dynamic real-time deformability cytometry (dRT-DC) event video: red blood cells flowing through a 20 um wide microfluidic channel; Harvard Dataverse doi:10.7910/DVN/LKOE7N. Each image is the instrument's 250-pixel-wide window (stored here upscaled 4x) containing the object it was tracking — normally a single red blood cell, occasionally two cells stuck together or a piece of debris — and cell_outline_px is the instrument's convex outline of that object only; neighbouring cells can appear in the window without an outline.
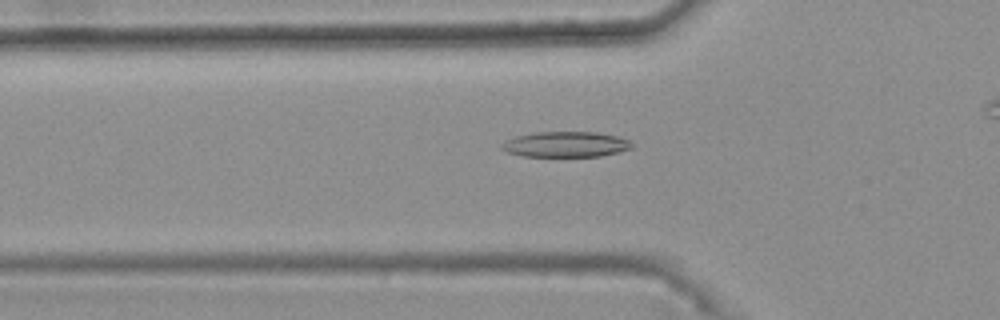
{"species": "common noctule bat (a hibernating species)", "species_latin": "Nyctalus noctula", "temperature_condition": "warm", "stored_images_in_passage": 49, "camera_frame_rate_fps": 3000, "um_per_image_px": 0.085, "animal": {"sex": "female", "body_mass_g": 25.1}, "frame": {"image": 1, "passage_image": 18, "time_ms": 5.667, "image_size_px": [1000, 320], "cell_outline_px": [[632, 148], [600, 156], [520, 156], [504, 152], [500, 148], [500, 144], [504, 140], [516, 136], [536, 132], [596, 132], [616, 136], [628, 140], [632, 144]], "centroid_in_image_um": [47.99, 12.27], "position_along_channel_um": 77.8, "area_um2": 19.36}}
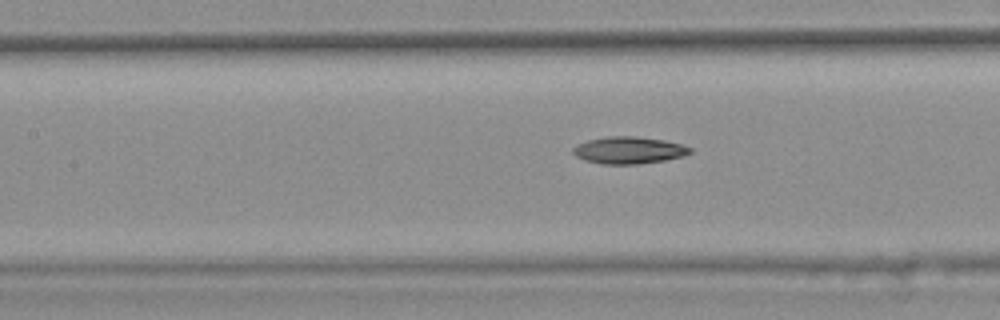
{"frame": {"image": 2, "passage_image": 24, "time_ms": 7.667, "image_size_px": [1000, 320], "cell_outline_px": [[692, 152], [684, 156], [664, 160], [636, 164], [600, 164], [584, 160], [576, 156], [572, 152], [572, 148], [588, 140], [608, 136], [636, 136], [664, 140], [680, 144], [692, 148]], "centroid_in_image_um": [53.45, 12.77], "position_along_channel_um": 154.0, "area_um2": 18.38}}
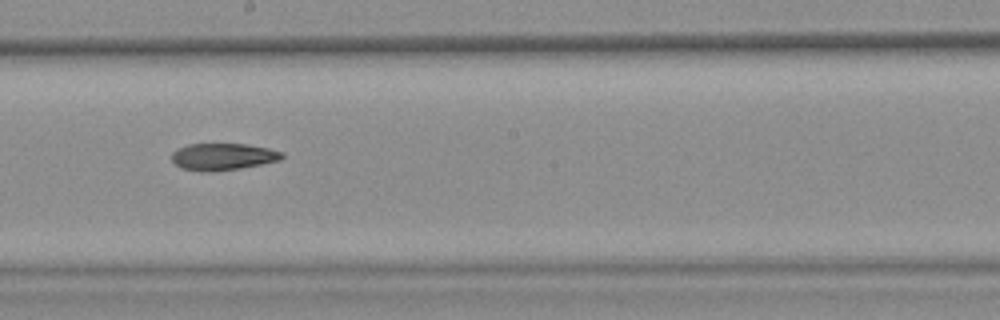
{"frame": {"image": 3, "passage_image": 30, "time_ms": 9.667, "image_size_px": [1000, 320], "cell_outline_px": [[284, 156], [280, 160], [240, 168], [212, 172], [200, 172], [180, 168], [172, 160], [172, 152], [188, 144], [244, 144], [268, 148], [284, 152]], "centroid_in_image_um": [18.94, 13.33], "position_along_channel_um": 229.3, "area_um2": 17.28}, "authors_computed_cell_mechanics": {"area_um2": 18.207, "velocity_mm_per_s": 3.7769, "shape_relaxation_time_tau1_ms": 11.0993, "shape_relaxation_time_tau2_ms": null, "deformation_change_tau1": 0.2108, "deformation_change_tau2": null}}